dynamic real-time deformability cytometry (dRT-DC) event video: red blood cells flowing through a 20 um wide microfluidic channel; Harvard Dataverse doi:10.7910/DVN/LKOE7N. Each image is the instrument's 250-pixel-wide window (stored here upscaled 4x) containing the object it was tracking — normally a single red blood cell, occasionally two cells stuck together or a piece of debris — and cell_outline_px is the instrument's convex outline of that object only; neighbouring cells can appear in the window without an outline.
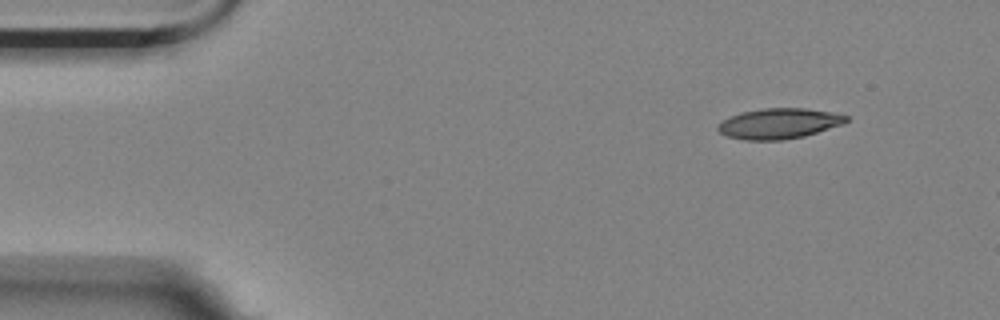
{"species": "Egyptian fruit bat (a non-hibernating species)", "species_latin": "Rousettus aegyptiacus", "temperature_condition": "room temperature", "stored_images_in_passage": 6, "segment_of_instrument_passage": [2, 2], "camera_frame_rate_fps": 3000, "um_per_image_px": 0.085, "animal": {"sex": "female"}, "frame": {"image": 1, "passage_image": 6, "time_ms": 1.667, "image_size_px": [1000, 320], "cell_outline_px": [[848, 120], [844, 124], [804, 136], [780, 140], [744, 140], [728, 136], [720, 132], [716, 128], [716, 124], [728, 116], [740, 112], [764, 108], [804, 108], [832, 112], [848, 116]], "centroid_in_image_um": [66.18, 10.49], "position_along_channel_um": 18.8, "area_um2": 22.89}}